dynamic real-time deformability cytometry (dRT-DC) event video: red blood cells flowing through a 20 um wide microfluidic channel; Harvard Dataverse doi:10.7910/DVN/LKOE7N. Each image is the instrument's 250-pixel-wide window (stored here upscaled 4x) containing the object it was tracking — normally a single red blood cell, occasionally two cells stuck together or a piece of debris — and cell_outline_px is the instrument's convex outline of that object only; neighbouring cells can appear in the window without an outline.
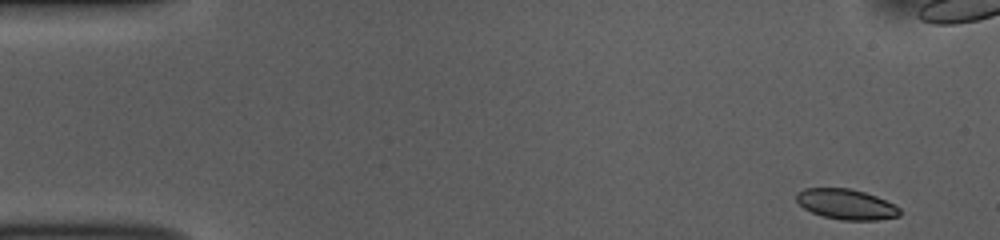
{"species": "common noctule bat (a hibernating species)", "species_latin": "Nyctalus noctula", "temperature_condition": "room temperature", "stored_images_in_passage": 52, "camera_frame_rate_fps": 3000, "um_per_image_px": 0.085, "animal": {"sex": "female", "body_mass_g": 10.0, "forearm_length_mm": 53.1}, "frame": {"image": 1, "passage_image": 1, "time_ms": 0.0, "image_size_px": [1000, 240], "cell_outline_px": [[900, 216], [876, 220], [840, 220], [824, 216], [812, 212], [804, 208], [796, 200], [796, 192], [804, 188], [848, 188], [864, 192], [876, 196], [900, 208]], "centroid_in_image_um": [71.91, 17.36], "position_along_channel_um": 13.1, "area_um2": 18.15}}
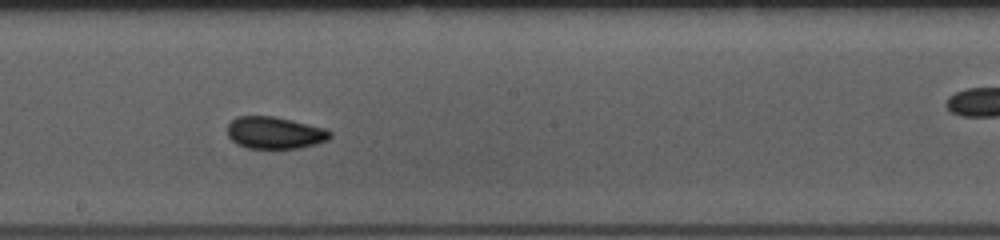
{"frame": {"image": 2, "passage_image": 27, "time_ms": 8.667, "image_size_px": [1000, 240], "cell_outline_px": [[332, 136], [328, 140], [316, 144], [300, 148], [248, 148], [236, 144], [228, 136], [228, 124], [236, 116], [276, 116], [324, 128], [332, 132]], "centroid_in_image_um": [23.36, 11.28], "position_along_channel_um": 224.8, "area_um2": 19.25}}
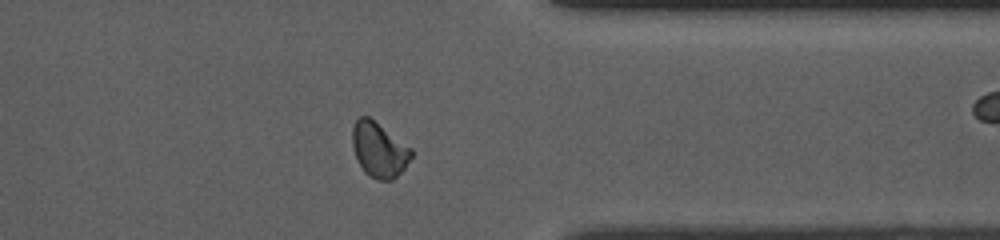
{"frame": {"image": 3, "passage_image": 40, "time_ms": 13.0, "image_size_px": [1000, 240], "cell_outline_px": [[412, 156], [404, 168], [392, 180], [376, 180], [364, 172], [356, 160], [352, 144], [352, 128], [356, 120], [360, 116], [368, 116], [412, 148]], "centroid_in_image_um": [32.2, 12.73], "position_along_channel_um": 379.2, "area_um2": 18.84}, "authors_computed_cell_mechanics": {"area_um2": 18.8428, "velocity_mm_per_s": 3.7352, "shape_relaxation_time_tau1_ms": 3.6044, "shape_relaxation_time_tau2_ms": 1.961, "deformation_change_tau1": 0.0826, "deformation_change_tau2": 0.05}}